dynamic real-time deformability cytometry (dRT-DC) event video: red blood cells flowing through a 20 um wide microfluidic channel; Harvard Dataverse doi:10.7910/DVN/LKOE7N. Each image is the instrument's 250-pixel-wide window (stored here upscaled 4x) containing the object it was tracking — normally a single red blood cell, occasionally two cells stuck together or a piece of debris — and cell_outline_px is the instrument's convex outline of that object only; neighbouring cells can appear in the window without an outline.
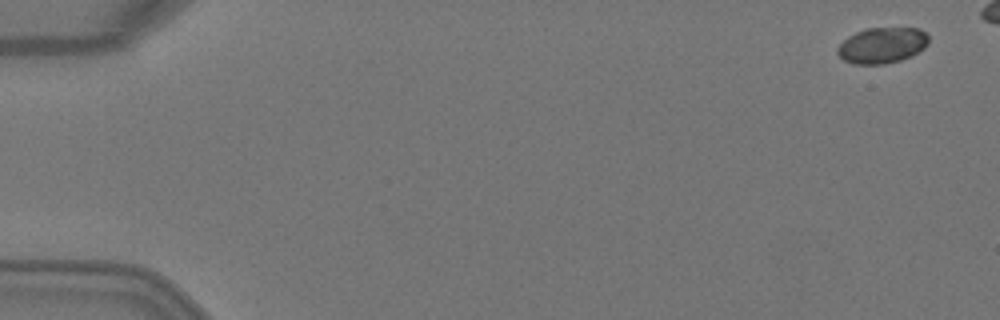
{"species": "Egyptian fruit bat (a non-hibernating species)", "species_latin": "Rousettus aegyptiacus", "temperature_condition": "warm", "stored_images_in_passage": 4, "camera_frame_rate_fps": 3000, "um_per_image_px": 0.085, "animal": {"sex": "female"}, "frame": {"image": 1, "passage_image": 1, "time_ms": 0.0, "image_size_px": [1000, 320], "cell_outline_px": [[928, 44], [924, 48], [912, 56], [900, 60], [884, 64], [852, 64], [844, 60], [836, 52], [836, 48], [848, 36], [856, 32], [868, 28], [920, 28], [928, 36]], "centroid_in_image_um": [74.97, 3.86], "position_along_channel_um": 10.0, "area_um2": 19.07}}